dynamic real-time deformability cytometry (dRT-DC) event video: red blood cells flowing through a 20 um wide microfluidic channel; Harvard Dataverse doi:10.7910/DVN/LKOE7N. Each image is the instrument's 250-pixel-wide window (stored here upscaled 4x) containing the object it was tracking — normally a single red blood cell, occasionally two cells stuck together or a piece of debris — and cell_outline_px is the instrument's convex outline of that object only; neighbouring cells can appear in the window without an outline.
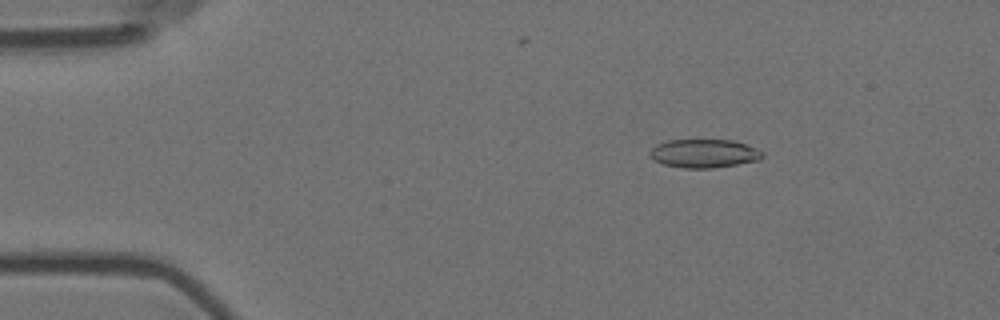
{"species": "Egyptian fruit bat (a non-hibernating species)", "species_latin": "Rousettus aegyptiacus", "temperature_condition": "room temperature", "stored_images_in_passage": 57, "camera_frame_rate_fps": 3000, "um_per_image_px": 0.085, "animal": {"sex": "female"}, "frame": {"image": 1, "passage_image": 9, "time_ms": 2.667, "image_size_px": [1000, 320], "cell_outline_px": [[764, 156], [760, 160], [712, 168], [684, 168], [664, 164], [652, 160], [648, 156], [648, 152], [656, 144], [668, 140], [732, 140], [756, 148], [764, 152]], "centroid_in_image_um": [59.81, 13.04], "position_along_channel_um": 25.2, "area_um2": 18.79}}
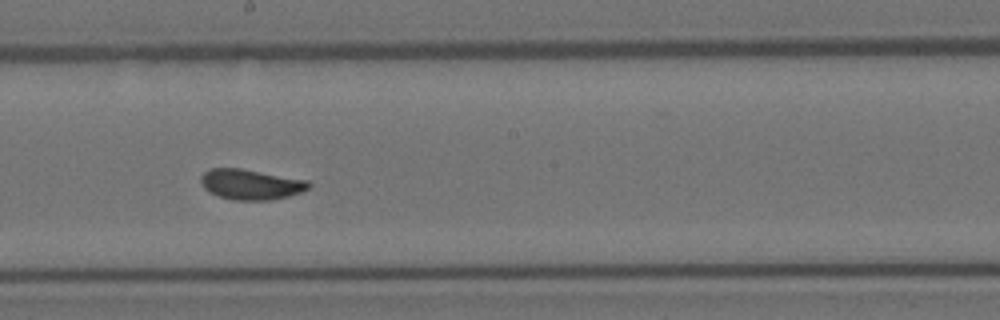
{"frame": {"image": 2, "passage_image": 32, "time_ms": 10.333, "image_size_px": [1000, 320], "cell_outline_px": [[312, 184], [308, 188], [300, 192], [288, 196], [272, 200], [232, 200], [220, 196], [204, 188], [200, 180], [200, 176], [204, 172], [212, 168], [240, 168], [308, 180]], "centroid_in_image_um": [21.33, 15.67], "position_along_channel_um": 226.9, "area_um2": 18.96}}
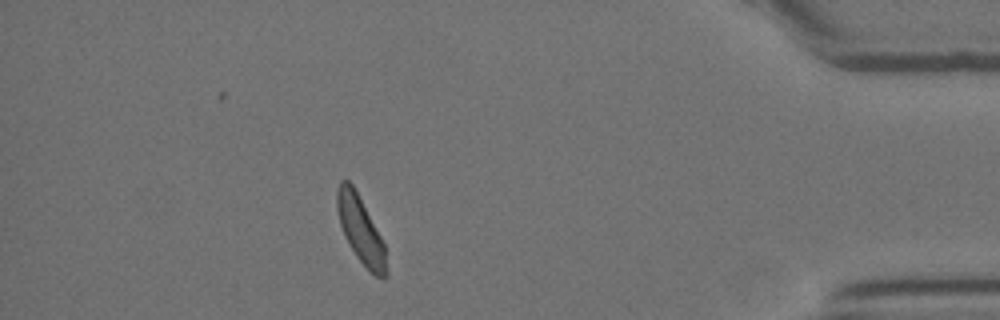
{"frame": {"image": 3, "passage_image": 51, "time_ms": 16.667, "image_size_px": [1000, 320], "cell_outline_px": [[388, 276], [384, 280], [376, 276], [356, 256], [348, 244], [344, 236], [340, 224], [336, 208], [336, 192], [340, 180], [348, 180], [352, 184], [380, 236], [384, 244], [388, 272]], "centroid_in_image_um": [30.64, 19.56], "position_along_channel_um": 404.6, "area_um2": 18.9}, "authors_computed_cell_mechanics": {"area_um2": 19.074, "velocity_mm_per_s": 3.5362, "shape_relaxation_time_tau1_ms": 3.2275, "shape_relaxation_time_tau2_ms": 1.5071, "deformation_change_tau1": 0.1299, "deformation_change_tau2": 0.0771}}